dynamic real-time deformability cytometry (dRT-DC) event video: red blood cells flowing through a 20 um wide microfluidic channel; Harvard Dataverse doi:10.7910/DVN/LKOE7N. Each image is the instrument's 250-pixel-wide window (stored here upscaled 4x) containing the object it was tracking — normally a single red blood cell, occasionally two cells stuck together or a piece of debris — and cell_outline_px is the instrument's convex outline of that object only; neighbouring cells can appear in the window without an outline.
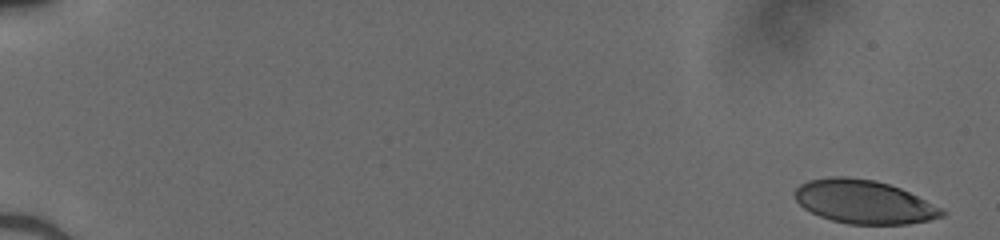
{"species": "human", "species_latin": "Homo sapiens", "temperature_condition": "cold", "stored_images_in_passage": 50, "camera_frame_rate_fps": 3000, "um_per_image_px": 0.085, "donor": {"sex": "male"}, "frame": {"image": 1, "passage_image": 1, "time_ms": 0.0, "image_size_px": [1000, 240], "cell_outline_px": [[948, 212], [944, 216], [928, 220], [908, 224], [848, 224], [832, 220], [820, 216], [804, 208], [796, 200], [792, 192], [800, 184], [808, 180], [828, 176], [844, 176], [876, 180], [900, 188], [944, 208]], "centroid_in_image_um": [73.44, 17.15], "position_along_channel_um": 11.6, "area_um2": 37.57}}
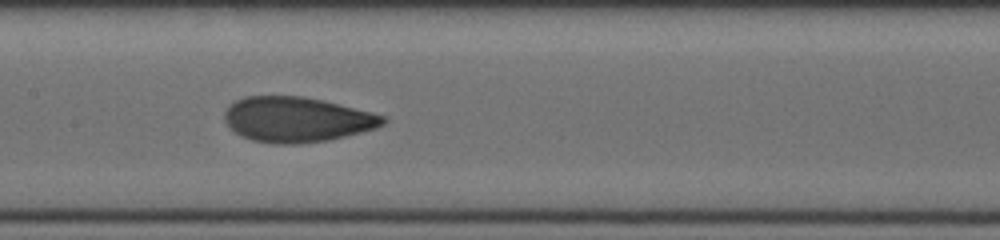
{"frame": {"image": 2, "passage_image": 27, "time_ms": 8.667, "image_size_px": [1000, 240], "cell_outline_px": [[388, 120], [384, 124], [376, 128], [328, 140], [296, 144], [272, 144], [252, 140], [240, 136], [224, 120], [224, 112], [236, 100], [248, 96], [304, 96], [324, 100], [372, 112], [384, 116]], "centroid_in_image_um": [25.24, 10.15], "position_along_channel_um": 182.2, "area_um2": 41.62}}
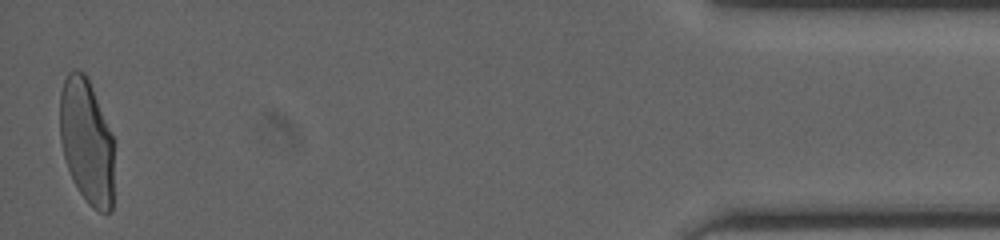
{"frame": {"image": 3, "passage_image": 50, "time_ms": 16.333, "image_size_px": [1000, 240], "cell_outline_px": [[112, 212], [100, 212], [92, 208], [88, 204], [72, 180], [64, 156], [60, 140], [60, 92], [64, 80], [68, 72], [72, 68], [76, 68], [84, 72], [88, 80], [112, 136]], "centroid_in_image_um": [7.33, 12.02], "position_along_channel_um": 427.9, "area_um2": 39.02}}